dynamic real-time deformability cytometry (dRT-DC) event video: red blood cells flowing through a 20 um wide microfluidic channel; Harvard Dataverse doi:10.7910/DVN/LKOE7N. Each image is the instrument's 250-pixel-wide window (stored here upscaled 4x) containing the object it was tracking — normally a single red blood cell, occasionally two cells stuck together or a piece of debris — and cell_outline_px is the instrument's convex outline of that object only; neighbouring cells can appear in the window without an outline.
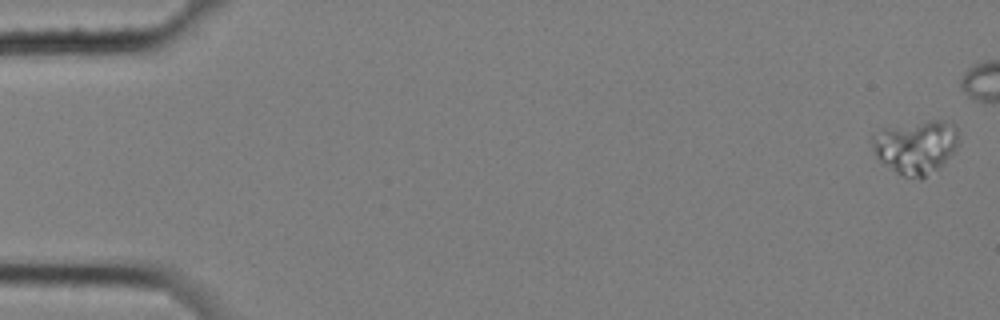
{"species": "common noctule bat (a hibernating species)", "species_latin": "Nyctalus noctula", "temperature_condition": "cold", "stored_images_in_passage": 7, "camera_frame_rate_fps": 3000, "um_per_image_px": 0.085, "animal": {"sex": "female", "body_mass_g": 25.1}, "frame": {"image": 1, "passage_image": 1, "time_ms": 0.0, "image_size_px": [1000, 320], "cell_outline_px": [[956, 148], [936, 168], [924, 176], [904, 176], [896, 172], [880, 160], [872, 152], [872, 136], [884, 128], [928, 120], [952, 120], [956, 124]], "centroid_in_image_um": [77.82, 12.42], "position_along_channel_um": 7.2, "area_um2": 26.24}}